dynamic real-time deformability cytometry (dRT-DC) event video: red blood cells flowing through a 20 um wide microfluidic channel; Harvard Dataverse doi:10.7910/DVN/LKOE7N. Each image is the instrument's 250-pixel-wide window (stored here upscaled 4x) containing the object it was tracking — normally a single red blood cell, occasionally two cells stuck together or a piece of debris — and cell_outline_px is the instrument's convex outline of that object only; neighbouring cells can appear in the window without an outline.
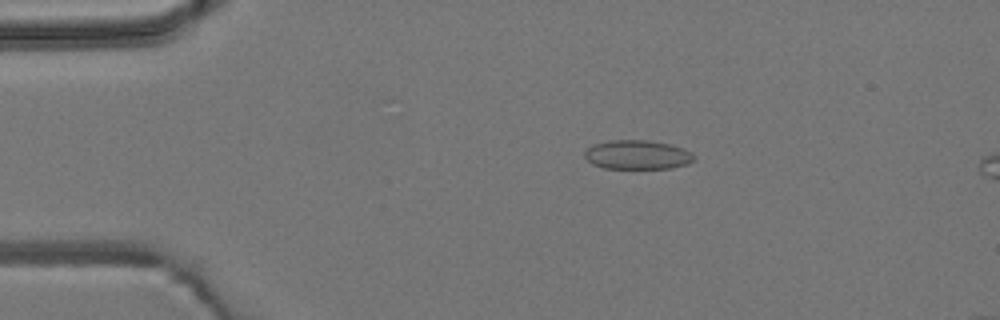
{"species": "common noctule bat (a hibernating species)", "species_latin": "Nyctalus noctula", "temperature_condition": "room temperature", "stored_images_in_passage": 4, "camera_frame_rate_fps": 3000, "um_per_image_px": 0.085, "animal": {"sex": "male", "body_mass_g": 19.2, "forearm_length_mm": 51.8}, "frame": {"image": 1, "passage_image": 2, "time_ms": 1.333, "image_size_px": [1000, 320], "cell_outline_px": [[696, 156], [688, 164], [672, 168], [604, 168], [592, 164], [584, 156], [584, 152], [592, 144], [608, 140], [648, 140], [672, 144], [684, 148], [692, 152]], "centroid_in_image_um": [54.19, 13.14], "position_along_channel_um": 30.8, "area_um2": 18.79}}